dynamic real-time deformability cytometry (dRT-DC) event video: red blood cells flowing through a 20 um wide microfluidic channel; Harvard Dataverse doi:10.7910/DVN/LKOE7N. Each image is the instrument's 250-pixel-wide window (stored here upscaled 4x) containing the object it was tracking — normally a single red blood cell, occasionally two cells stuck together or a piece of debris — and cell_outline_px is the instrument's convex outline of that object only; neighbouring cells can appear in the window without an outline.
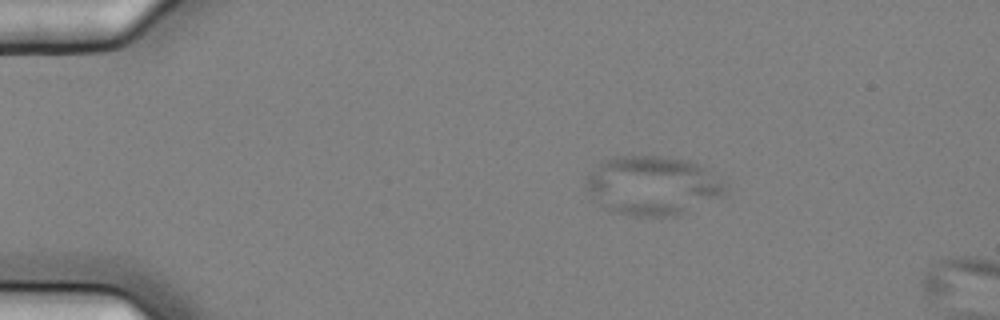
{"species": "common noctule bat (a hibernating species)", "species_latin": "Nyctalus noctula", "temperature_condition": "cold", "stored_images_in_passage": 6, "camera_frame_rate_fps": 3000, "um_per_image_px": 0.085, "animal": {"sex": "female", "body_mass_g": 25.1}, "frame": {"image": 1, "passage_image": 4, "time_ms": 1.0, "image_size_px": [1000, 320], "cell_outline_px": [[728, 188], [724, 196], [676, 216], [636, 216], [612, 212], [604, 208], [588, 188], [588, 172], [604, 160], [612, 156], [660, 156], [688, 160], [708, 168]], "centroid_in_image_um": [55.52, 15.77], "position_along_channel_um": 29.5, "area_um2": 47.74}}